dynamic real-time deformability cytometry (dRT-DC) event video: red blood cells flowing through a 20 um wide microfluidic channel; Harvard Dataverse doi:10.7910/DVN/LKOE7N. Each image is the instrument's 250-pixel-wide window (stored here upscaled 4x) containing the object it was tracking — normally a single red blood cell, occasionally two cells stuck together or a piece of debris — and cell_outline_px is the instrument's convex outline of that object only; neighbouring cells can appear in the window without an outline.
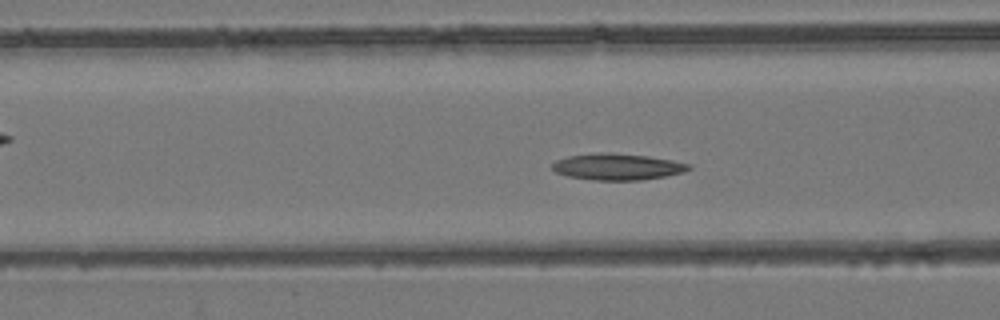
{"species": "common noctule bat (a hibernating species)", "species_latin": "Nyctalus noctula", "temperature_condition": "room temperature", "stored_images_in_passage": 53, "camera_frame_rate_fps": 3000, "um_per_image_px": 0.085, "animal": {"sex": "female", "body_mass_g": 24.6, "forearm_length_mm": 56.2}, "frame": {"image": 1, "passage_image": 21, "time_ms": 6.667, "image_size_px": [1000, 320], "cell_outline_px": [[692, 168], [684, 172], [664, 176], [640, 180], [596, 180], [568, 176], [556, 172], [552, 168], [552, 164], [556, 160], [568, 156], [600, 152], [612, 152], [648, 156], [672, 160], [692, 164]], "centroid_in_image_um": [52.5, 14.16], "position_along_channel_um": 114.1, "area_um2": 21.04}}
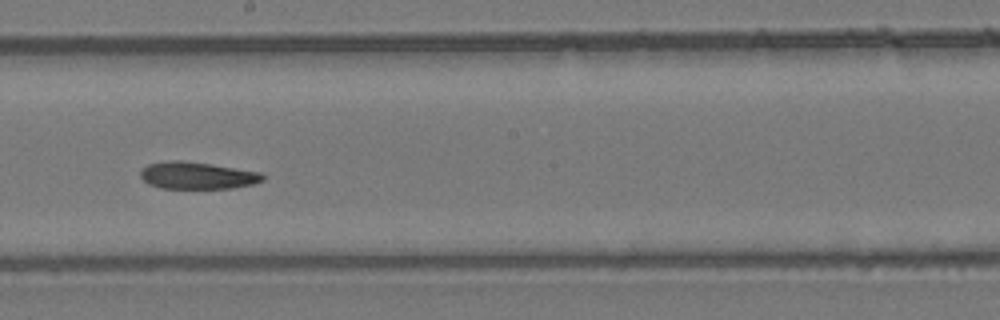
{"frame": {"image": 2, "passage_image": 30, "time_ms": 9.667, "image_size_px": [1000, 320], "cell_outline_px": [[264, 180], [252, 184], [232, 188], [160, 188], [148, 184], [140, 176], [140, 168], [148, 164], [168, 160], [184, 160], [260, 172], [264, 176]], "centroid_in_image_um": [16.71, 14.91], "position_along_channel_um": 231.5, "area_um2": 19.31}}
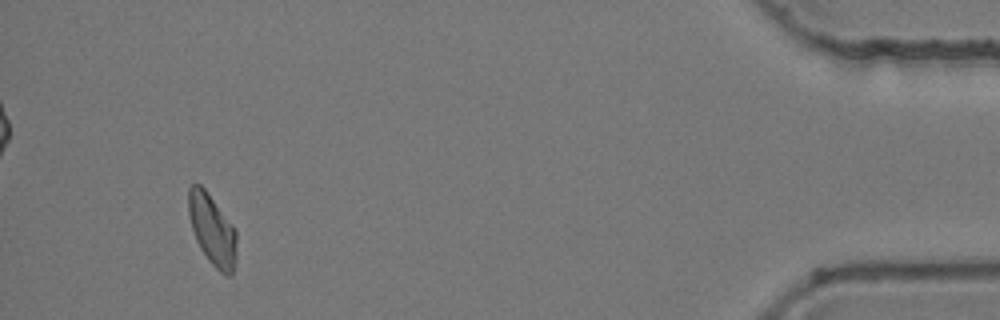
{"frame": {"image": 3, "passage_image": 50, "time_ms": 16.333, "image_size_px": [1000, 320], "cell_outline_px": [[236, 260], [232, 276], [224, 276], [208, 260], [200, 248], [196, 240], [192, 228], [188, 212], [188, 188], [192, 184], [200, 184], [204, 188], [232, 224], [236, 232]], "centroid_in_image_um": [18.04, 19.56], "position_along_channel_um": 417.2, "area_um2": 19.88}, "authors_computed_cell_mechanics": {"area_um2": 20.23, "velocity_mm_per_s": 3.9065, "shape_relaxation_time_tau1_ms": null, "shape_relaxation_time_tau2_ms": 8.8123, "deformation_change_tau1": null, "deformation_change_tau2": 0.1626}}